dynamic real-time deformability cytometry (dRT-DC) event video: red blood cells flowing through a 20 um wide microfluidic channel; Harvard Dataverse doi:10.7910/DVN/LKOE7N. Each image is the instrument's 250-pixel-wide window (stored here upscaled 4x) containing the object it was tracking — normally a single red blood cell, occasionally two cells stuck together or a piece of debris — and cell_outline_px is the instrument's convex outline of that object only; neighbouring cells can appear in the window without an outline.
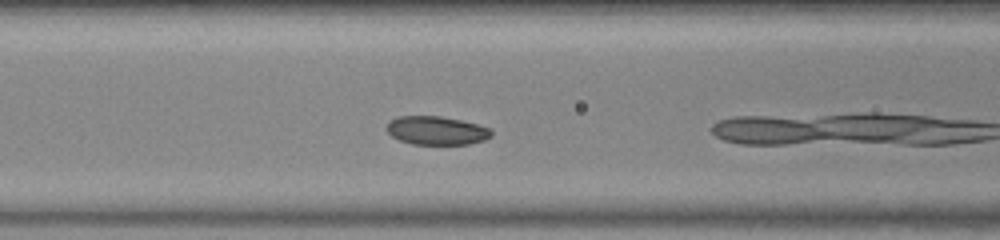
{"species": "common noctule bat (a hibernating species)", "species_latin": "Nyctalus noctula", "temperature_condition": "warm", "stored_images_in_passage": 7, "camera_frame_rate_fps": 3000, "um_per_image_px": 0.085, "animal": {"sex": "female", "body_mass_g": 23.0, "forearm_length_mm": 53.4}, "frame": {"image": 1, "passage_image": 6, "time_ms": 1.667, "image_size_px": [1000, 240], "cell_outline_px": [[492, 136], [484, 140], [468, 144], [412, 144], [400, 140], [392, 136], [384, 128], [388, 120], [396, 116], [440, 116], [460, 120], [476, 124], [488, 128], [492, 132]], "centroid_in_image_um": [37.04, 11.09], "position_along_channel_um": 129.6, "area_um2": 17.46}}